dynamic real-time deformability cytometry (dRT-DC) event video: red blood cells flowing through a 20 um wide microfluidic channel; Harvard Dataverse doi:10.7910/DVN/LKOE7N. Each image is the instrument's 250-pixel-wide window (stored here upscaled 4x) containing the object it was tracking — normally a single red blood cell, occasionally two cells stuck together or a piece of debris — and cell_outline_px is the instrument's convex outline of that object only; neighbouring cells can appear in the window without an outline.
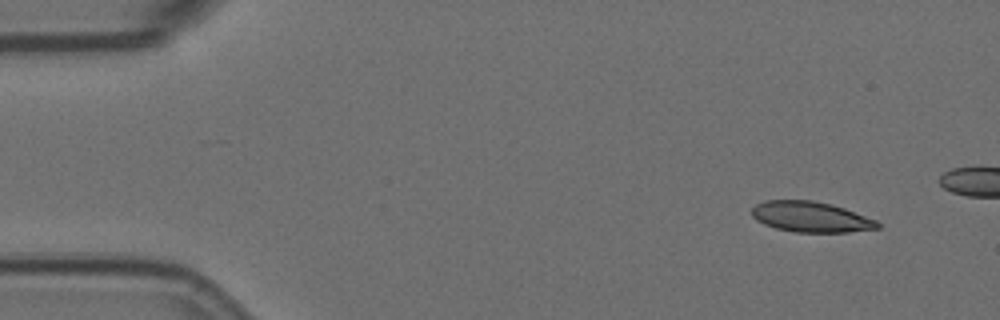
{"species": "Egyptian fruit bat (a non-hibernating species)", "species_latin": "Rousettus aegyptiacus", "temperature_condition": "room temperature", "stored_images_in_passage": 5, "camera_frame_rate_fps": 3000, "um_per_image_px": 0.085, "animal": {"sex": "female"}, "frame": {"image": 1, "passage_image": 1, "time_ms": 0.0, "image_size_px": [1000, 320], "cell_outline_px": [[880, 228], [848, 232], [796, 232], [776, 228], [764, 224], [756, 220], [752, 216], [752, 208], [756, 204], [764, 200], [812, 200], [832, 204], [844, 208], [876, 220], [880, 224]], "centroid_in_image_um": [68.91, 18.43], "position_along_channel_um": 16.1, "area_um2": 22.37}}